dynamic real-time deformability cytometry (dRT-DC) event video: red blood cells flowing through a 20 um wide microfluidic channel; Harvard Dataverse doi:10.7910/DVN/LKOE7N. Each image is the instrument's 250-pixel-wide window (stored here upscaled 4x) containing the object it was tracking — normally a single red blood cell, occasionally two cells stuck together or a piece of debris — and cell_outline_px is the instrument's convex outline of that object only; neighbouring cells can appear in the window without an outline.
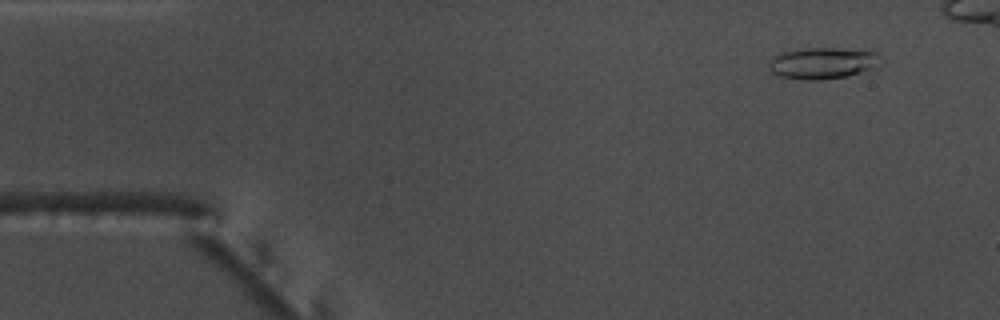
{"species": "common noctule bat (a hibernating species)", "species_latin": "Nyctalus noctula", "temperature_condition": "warm", "stored_images_in_passage": 48, "camera_frame_rate_fps": 3000, "um_per_image_px": 0.085, "animal": {"sex": "male", "body_mass_g": 17.5, "forearm_length_mm": 52.3}, "frame": {"image": 1, "passage_image": 5, "time_ms": 1.333, "image_size_px": [1000, 320], "cell_outline_px": [[880, 64], [872, 68], [860, 72], [844, 76], [820, 80], [804, 80], [780, 76], [772, 72], [768, 68], [768, 60], [772, 56], [780, 52], [804, 48], [836, 48], [876, 52], [880, 56]], "centroid_in_image_um": [69.85, 5.36], "position_along_channel_um": 15.1, "area_um2": 20.46}}
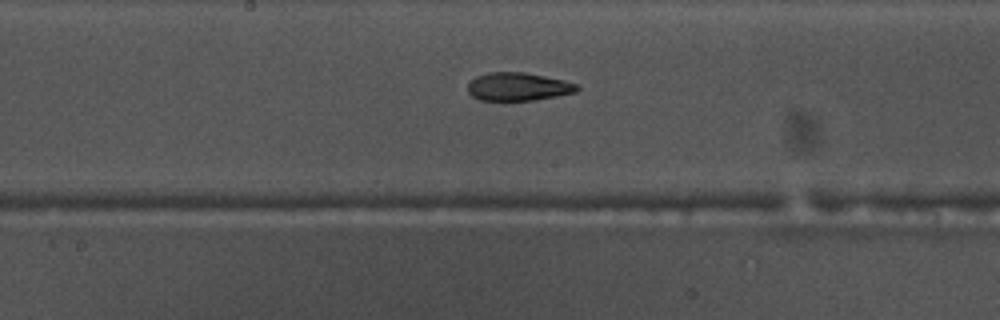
{"frame": {"image": 2, "passage_image": 28, "time_ms": 9.0, "image_size_px": [1000, 320], "cell_outline_px": [[580, 88], [576, 92], [556, 96], [532, 100], [480, 100], [472, 96], [468, 92], [468, 84], [476, 76], [488, 72], [524, 72], [564, 80], [576, 84]], "centroid_in_image_um": [44.03, 7.36], "position_along_channel_um": 204.2, "area_um2": 17.8}}
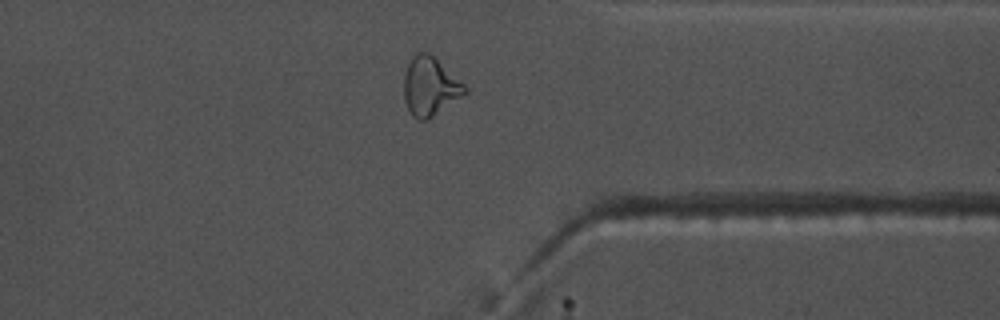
{"frame": {"image": 3, "passage_image": 42, "time_ms": 13.667, "image_size_px": [1000, 320], "cell_outline_px": [[468, 92], [428, 120], [420, 120], [412, 116], [404, 100], [404, 76], [408, 64], [412, 56], [416, 52], [428, 52], [464, 84], [468, 88]], "centroid_in_image_um": [36.54, 7.36], "position_along_channel_um": 374.9, "area_um2": 20.63}, "authors_computed_cell_mechanics": {"area_um2": 19.074, "velocity_mm_per_s": 3.7779, "shape_relaxation_time_tau1_ms": 9.2037, "shape_relaxation_time_tau2_ms": 2.6658, "deformation_change_tau1": 0.2392, "deformation_change_tau2": 0.0971}}